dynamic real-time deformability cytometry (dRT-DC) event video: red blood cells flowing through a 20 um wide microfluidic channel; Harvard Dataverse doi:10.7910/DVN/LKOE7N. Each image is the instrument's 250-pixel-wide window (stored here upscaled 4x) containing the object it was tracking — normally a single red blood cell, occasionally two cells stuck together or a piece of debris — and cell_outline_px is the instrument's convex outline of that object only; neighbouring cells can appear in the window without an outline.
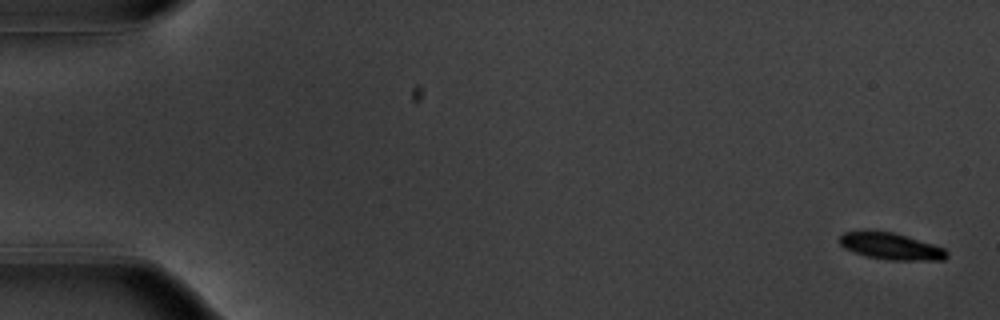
{"species": "common noctule bat (a hibernating species)", "species_latin": "Nyctalus noctula", "temperature_condition": "warm", "stored_images_in_passage": 56, "camera_frame_rate_fps": 3000, "um_per_image_px": 0.085, "animal": {"sex": "male", "body_mass_g": 20.1, "forearm_length_mm": 53.5}, "frame": {"image": 1, "passage_image": 2, "time_ms": 0.333, "image_size_px": [1000, 320], "cell_outline_px": [[948, 256], [944, 260], [888, 260], [864, 256], [844, 248], [840, 244], [840, 236], [844, 232], [864, 228], [892, 232], [908, 236], [944, 248], [948, 252]], "centroid_in_image_um": [75.67, 20.9], "position_along_channel_um": 9.3, "area_um2": 17.17}}
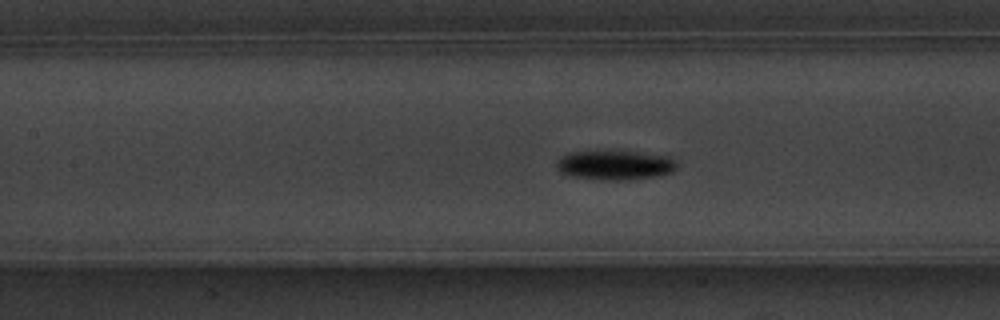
{"frame": {"image": 2, "passage_image": 26, "time_ms": 8.333, "image_size_px": [1000, 320], "cell_outline_px": [[676, 168], [672, 172], [660, 176], [620, 180], [600, 180], [568, 176], [560, 172], [556, 168], [556, 164], [560, 156], [572, 152], [636, 152], [668, 156], [676, 160]], "centroid_in_image_um": [52.26, 14.05], "position_along_channel_um": 155.1, "area_um2": 20.58}}
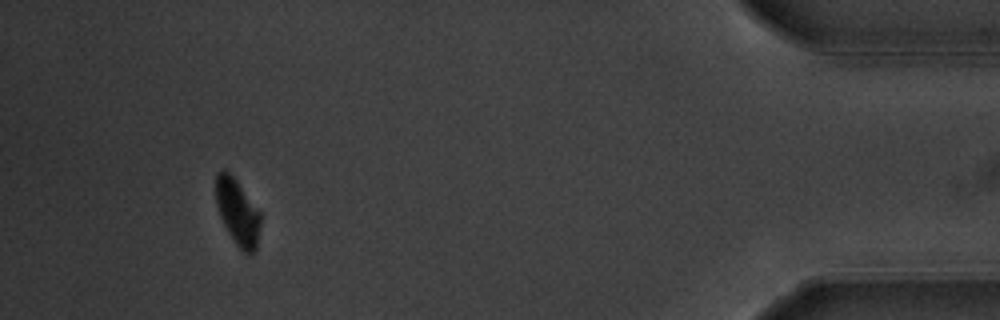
{"frame": {"image": 3, "passage_image": 52, "time_ms": 17.0, "image_size_px": [1000, 320], "cell_outline_px": [[260, 224], [256, 252], [252, 256], [244, 252], [236, 244], [228, 232], [220, 216], [216, 204], [216, 172], [228, 172], [236, 180], [260, 212]], "centroid_in_image_um": [20.21, 18.09], "position_along_channel_um": 415.0, "area_um2": 16.94}, "authors_computed_cell_mechanics": {"area_um2": 18.4382, "velocity_mm_per_s": 3.7022, "shape_relaxation_time_tau1_ms": 2.065, "shape_relaxation_time_tau2_ms": null, "deformation_change_tau1": 0.1139, "deformation_change_tau2": null}}